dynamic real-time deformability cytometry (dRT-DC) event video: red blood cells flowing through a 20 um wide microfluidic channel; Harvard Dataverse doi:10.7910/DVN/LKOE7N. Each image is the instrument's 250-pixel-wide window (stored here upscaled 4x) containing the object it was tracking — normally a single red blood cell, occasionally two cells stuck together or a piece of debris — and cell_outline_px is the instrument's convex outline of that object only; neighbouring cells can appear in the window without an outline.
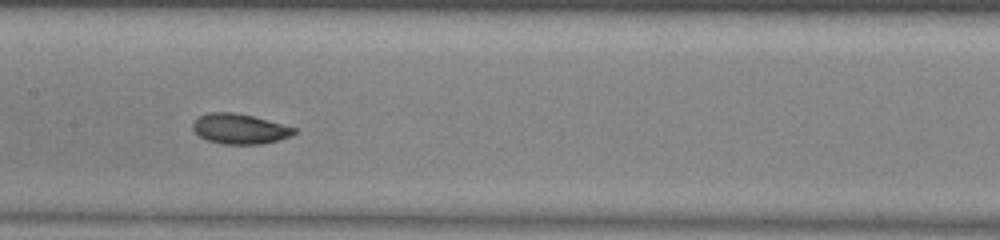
{"species": "common noctule bat (a hibernating species)", "species_latin": "Nyctalus noctula", "temperature_condition": "warm", "stored_images_in_passage": 21, "camera_frame_rate_fps": 3000, "um_per_image_px": 0.085, "animal": {"sex": "male", "body_mass_g": 13.0, "forearm_length_mm": 53.1}, "frame": {"image": 1, "passage_image": 12, "time_ms": 3.667, "image_size_px": [1000, 240], "cell_outline_px": [[296, 132], [292, 136], [260, 144], [224, 144], [208, 140], [200, 136], [192, 128], [192, 124], [200, 116], [208, 112], [236, 112], [252, 116], [296, 128]], "centroid_in_image_um": [20.37, 10.94], "position_along_channel_um": 187.0, "area_um2": 17.57}}
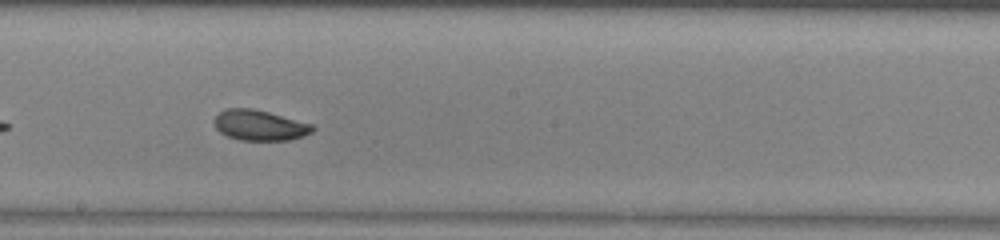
{"frame": {"image": 2, "passage_image": 15, "time_ms": 4.667, "image_size_px": [1000, 240], "cell_outline_px": [[316, 128], [312, 132], [304, 136], [288, 140], [240, 140], [228, 136], [220, 132], [216, 128], [212, 120], [224, 108], [252, 108], [268, 112], [312, 124]], "centroid_in_image_um": [22.05, 10.64], "position_along_channel_um": 226.1, "area_um2": 17.46}}
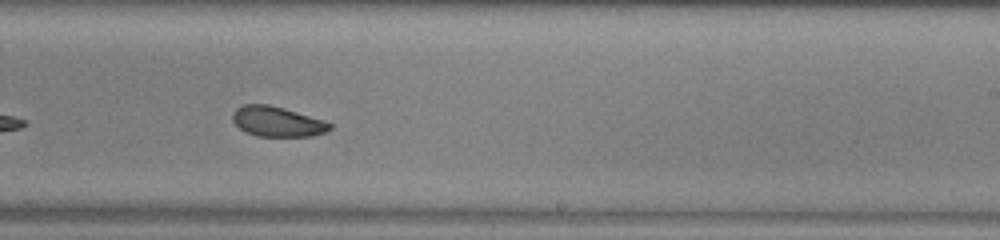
{"frame": {"image": 3, "passage_image": 18, "time_ms": 5.667, "image_size_px": [1000, 240], "cell_outline_px": [[332, 128], [324, 132], [312, 136], [256, 136], [244, 132], [232, 120], [232, 112], [236, 108], [244, 104], [268, 104], [284, 108], [324, 120], [332, 124]], "centroid_in_image_um": [23.54, 10.33], "position_along_channel_um": 265.5, "area_um2": 17.11}}